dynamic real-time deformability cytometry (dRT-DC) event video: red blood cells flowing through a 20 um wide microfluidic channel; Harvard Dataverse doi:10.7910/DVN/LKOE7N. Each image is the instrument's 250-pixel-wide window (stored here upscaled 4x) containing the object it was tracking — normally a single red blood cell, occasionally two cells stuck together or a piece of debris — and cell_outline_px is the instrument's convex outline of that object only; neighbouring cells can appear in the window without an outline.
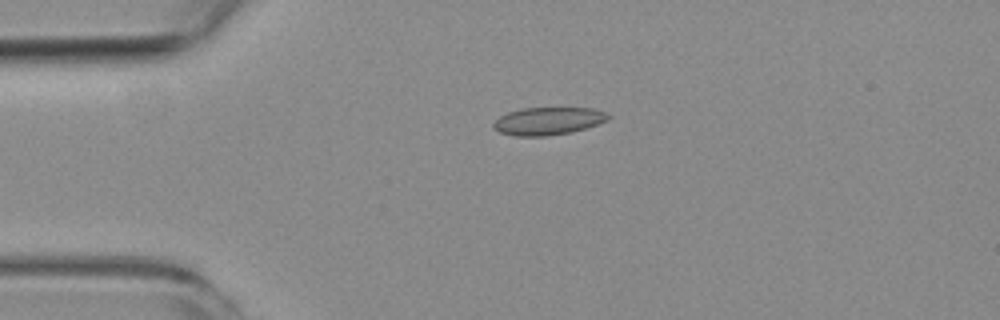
{"species": "common noctule bat (a hibernating species)", "species_latin": "Nyctalus noctula", "temperature_condition": "room temperature", "stored_images_in_passage": 4, "camera_frame_rate_fps": 3000, "um_per_image_px": 0.085, "animal": {"sex": "female", "body_mass_g": 19.3, "forearm_length_mm": 54.1}, "frame": {"image": 1, "passage_image": 3, "time_ms": 3.333, "image_size_px": [1000, 320], "cell_outline_px": [[612, 116], [608, 120], [572, 132], [544, 136], [512, 136], [500, 132], [492, 128], [492, 124], [500, 116], [508, 112], [520, 108], [592, 108], [604, 112]], "centroid_in_image_um": [46.55, 10.29], "position_along_channel_um": 38.4, "area_um2": 18.5}}